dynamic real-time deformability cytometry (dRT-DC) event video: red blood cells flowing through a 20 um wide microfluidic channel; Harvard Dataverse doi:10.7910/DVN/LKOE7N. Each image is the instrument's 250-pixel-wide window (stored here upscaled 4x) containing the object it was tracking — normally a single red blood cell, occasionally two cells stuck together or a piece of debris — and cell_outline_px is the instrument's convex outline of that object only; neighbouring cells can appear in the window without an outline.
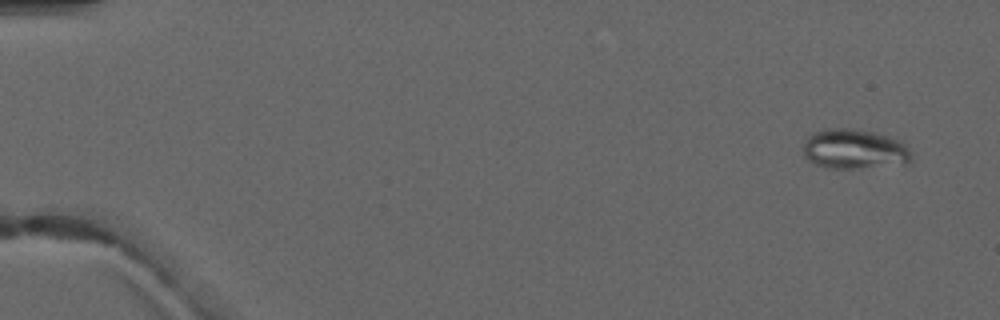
{"species": "common noctule bat (a hibernating species)", "species_latin": "Nyctalus noctula", "temperature_condition": "warm", "stored_images_in_passage": 7, "camera_frame_rate_fps": 3000, "um_per_image_px": 0.085, "animal": {"sex": "male", "forearm_length_mm": 52.5}, "frame": {"image": 1, "passage_image": 1, "time_ms": 0.0, "image_size_px": [1000, 320], "cell_outline_px": [[912, 160], [908, 164], [852, 168], [828, 168], [816, 164], [808, 160], [804, 156], [804, 140], [812, 132], [828, 128], [848, 128], [876, 132], [900, 140], [908, 148], [912, 156]], "centroid_in_image_um": [72.63, 12.67], "position_along_channel_um": 12.4, "area_um2": 25.32}}
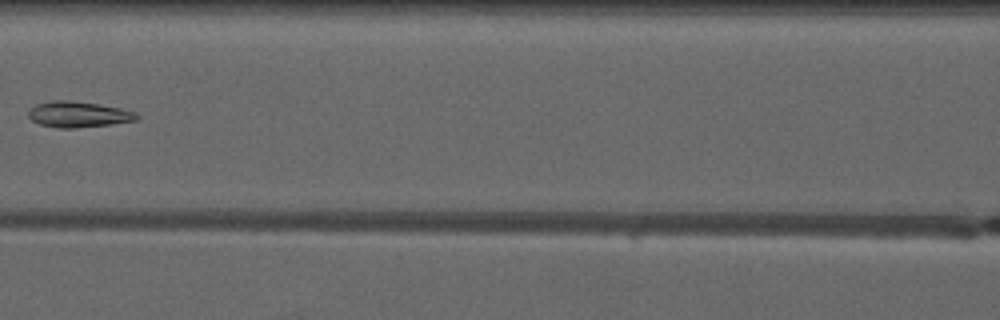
{"frame": {"image": 2, "passage_image": 6, "time_ms": 7.0, "image_size_px": [1000, 320], "cell_outline_px": [[140, 120], [112, 124], [72, 128], [56, 128], [40, 124], [32, 120], [28, 116], [28, 112], [36, 104], [52, 100], [68, 100], [100, 104], [120, 108], [136, 112], [140, 116]], "centroid_in_image_um": [6.7, 9.72], "position_along_channel_um": 159.9, "area_um2": 16.42}}
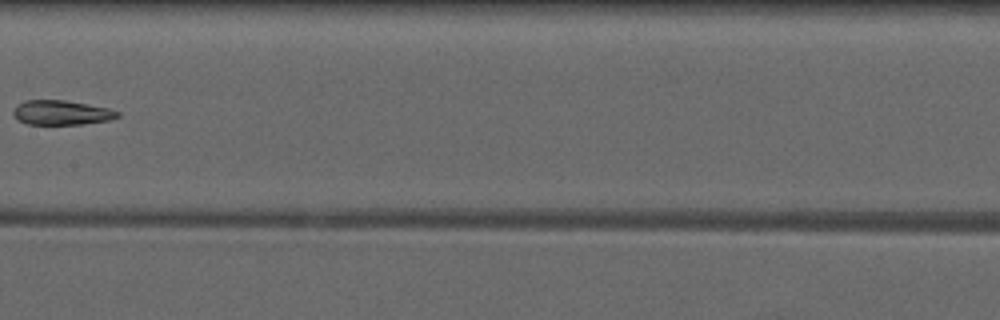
{"frame": {"image": 3, "passage_image": 7, "time_ms": 8.0, "image_size_px": [1000, 320], "cell_outline_px": [[120, 116], [112, 120], [84, 124], [28, 124], [16, 120], [12, 112], [16, 104], [24, 100], [64, 100], [88, 104], [108, 108], [120, 112]], "centroid_in_image_um": [5.22, 9.57], "position_along_channel_um": 202.2, "area_um2": 15.14}}